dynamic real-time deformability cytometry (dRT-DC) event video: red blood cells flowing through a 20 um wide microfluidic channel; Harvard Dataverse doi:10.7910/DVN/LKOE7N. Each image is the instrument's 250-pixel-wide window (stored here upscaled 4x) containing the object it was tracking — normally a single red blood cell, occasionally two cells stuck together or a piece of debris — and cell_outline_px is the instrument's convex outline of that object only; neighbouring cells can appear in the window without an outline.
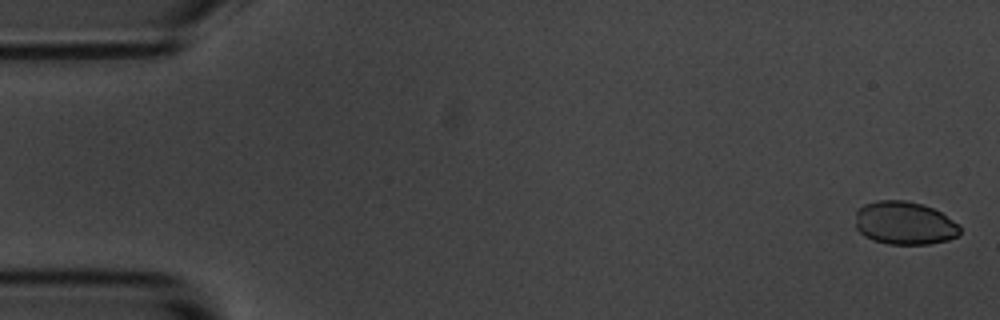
{"species": "common noctule bat (a hibernating species)", "species_latin": "Nyctalus noctula", "temperature_condition": "room temperature", "stored_images_in_passage": 15, "camera_frame_rate_fps": 3000, "um_per_image_px": 0.085, "animal": {"sex": "male", "body_mass_g": 20.1, "forearm_length_mm": 53.5}, "frame": {"image": 1, "passage_image": 1, "time_ms": 0.0, "image_size_px": [1000, 320], "cell_outline_px": [[960, 232], [956, 236], [948, 240], [928, 244], [888, 244], [872, 240], [864, 236], [856, 228], [856, 212], [864, 204], [880, 200], [904, 200], [920, 204], [932, 208], [940, 212], [960, 224]], "centroid_in_image_um": [76.88, 18.97], "position_along_channel_um": 8.1, "area_um2": 26.24}}
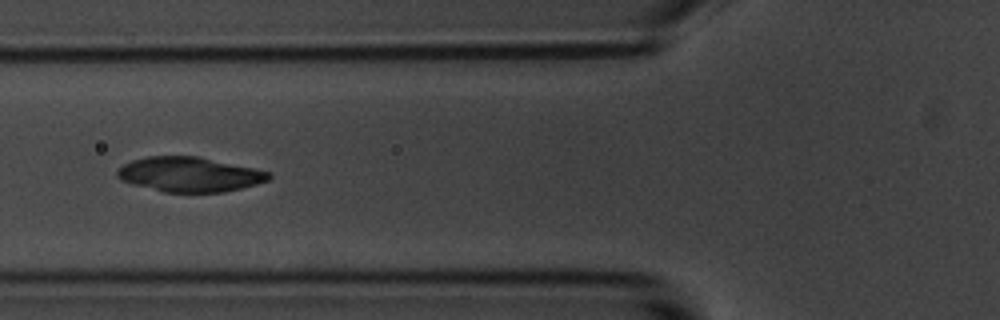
{"frame": {"image": 2, "passage_image": 6, "time_ms": 6.667, "image_size_px": [1000, 320], "cell_outline_px": [[272, 176], [268, 180], [256, 184], [224, 192], [164, 192], [132, 184], [116, 176], [116, 172], [124, 164], [132, 160], [148, 156], [196, 156], [272, 172]], "centroid_in_image_um": [16.11, 14.82], "position_along_channel_um": 109.7, "area_um2": 30.4}}
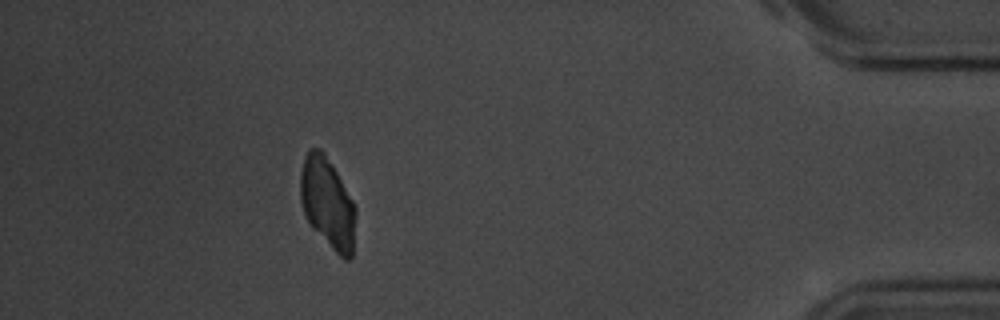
{"frame": {"image": 3, "passage_image": 14, "time_ms": 16.667, "image_size_px": [1000, 320], "cell_outline_px": [[356, 212], [352, 256], [348, 260], [344, 260], [312, 228], [304, 212], [300, 200], [300, 172], [304, 156], [308, 148], [320, 148], [324, 152], [336, 172], [352, 200], [356, 208]], "centroid_in_image_um": [27.82, 17.24], "position_along_channel_um": 407.4, "area_um2": 29.07}}